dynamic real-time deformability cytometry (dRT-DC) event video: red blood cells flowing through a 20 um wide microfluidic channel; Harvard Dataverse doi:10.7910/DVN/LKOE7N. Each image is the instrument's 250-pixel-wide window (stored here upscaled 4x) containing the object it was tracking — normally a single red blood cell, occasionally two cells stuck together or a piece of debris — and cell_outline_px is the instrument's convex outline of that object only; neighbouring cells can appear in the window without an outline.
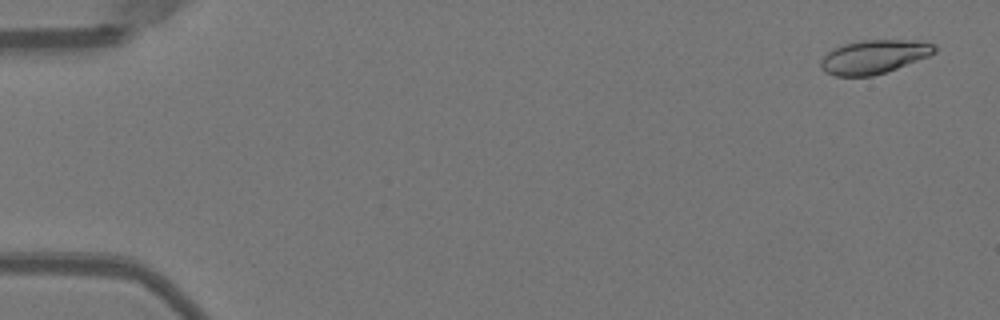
{"species": "Egyptian fruit bat (a non-hibernating species)", "species_latin": "Rousettus aegyptiacus", "temperature_condition": "warm", "stored_images_in_passage": 9, "camera_frame_rate_fps": 3000, "um_per_image_px": 0.085, "animal": {"sex": "female"}, "frame": {"image": 1, "passage_image": 3, "time_ms": 0.667, "image_size_px": [1000, 320], "cell_outline_px": [[936, 52], [928, 56], [896, 68], [872, 76], [836, 76], [824, 72], [820, 68], [820, 60], [832, 48], [844, 44], [860, 40], [916, 40], [936, 44]], "centroid_in_image_um": [74.26, 4.82], "position_along_channel_um": 10.7, "area_um2": 22.37}}